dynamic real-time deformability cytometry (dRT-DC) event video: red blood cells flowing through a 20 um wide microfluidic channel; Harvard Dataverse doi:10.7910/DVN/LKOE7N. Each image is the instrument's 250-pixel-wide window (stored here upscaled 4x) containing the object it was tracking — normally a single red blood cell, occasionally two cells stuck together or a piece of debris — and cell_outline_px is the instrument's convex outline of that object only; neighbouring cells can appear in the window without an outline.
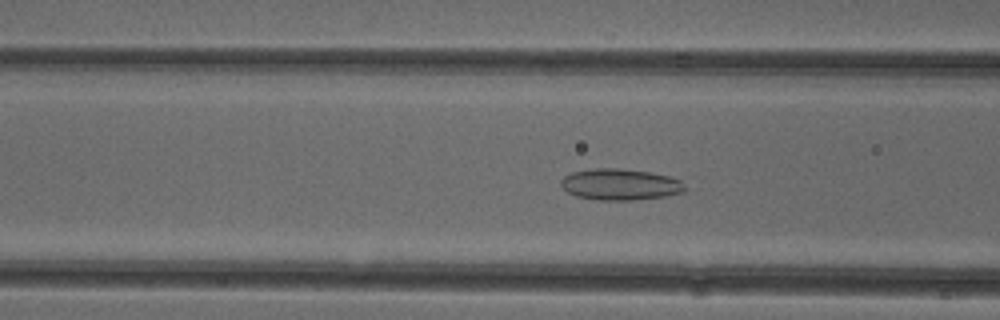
{"species": "common noctule bat (a hibernating species)", "species_latin": "Nyctalus noctula", "temperature_condition": "cold", "stored_images_in_passage": 53, "camera_frame_rate_fps": 3000, "um_per_image_px": 0.085, "animal": {"sex": "female"}, "frame": {"image": 1, "passage_image": 21, "time_ms": 6.667, "image_size_px": [1000, 320], "cell_outline_px": [[688, 188], [684, 192], [668, 196], [632, 200], [600, 200], [576, 196], [568, 192], [560, 184], [560, 180], [564, 176], [572, 172], [592, 168], [620, 168], [652, 172], [668, 176], [680, 180]], "centroid_in_image_um": [52.74, 15.67], "position_along_channel_um": 113.9, "area_um2": 22.83}}
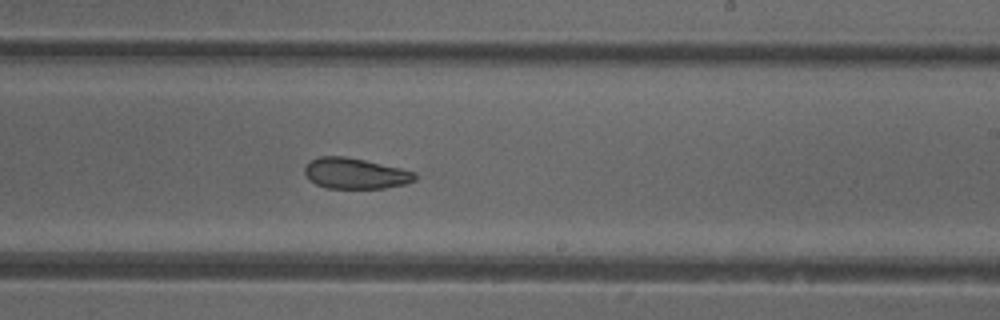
{"frame": {"image": 2, "passage_image": 32, "time_ms": 10.333, "image_size_px": [1000, 320], "cell_outline_px": [[416, 180], [404, 184], [384, 188], [328, 188], [316, 184], [308, 180], [304, 172], [304, 164], [308, 160], [320, 156], [344, 156], [364, 160], [400, 168], [416, 172]], "centroid_in_image_um": [30.15, 14.73], "position_along_channel_um": 258.9, "area_um2": 19.88}}
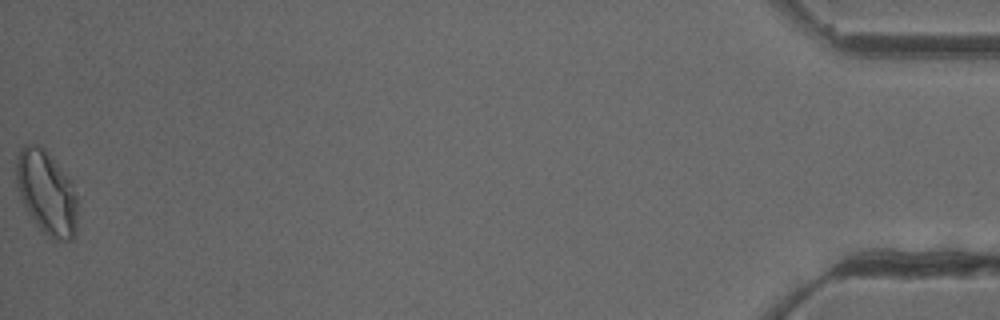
{"frame": {"image": 3, "passage_image": 53, "time_ms": 17.333, "image_size_px": [1000, 320], "cell_outline_px": [[76, 232], [72, 240], [52, 240], [40, 228], [28, 212], [20, 200], [16, 180], [16, 164], [20, 148], [24, 144], [40, 144], [44, 148], [72, 180], [76, 192]], "centroid_in_image_um": [3.96, 16.35], "position_along_channel_um": 431.2, "area_um2": 30.11}, "authors_computed_cell_mechanics": {"area_um2": 23.2934, "velocity_mm_per_s": 3.9525, "shape_relaxation_time_tau1_ms": null, "shape_relaxation_time_tau2_ms": 2.7515, "deformation_change_tau1": null, "deformation_change_tau2": 0.0848}}